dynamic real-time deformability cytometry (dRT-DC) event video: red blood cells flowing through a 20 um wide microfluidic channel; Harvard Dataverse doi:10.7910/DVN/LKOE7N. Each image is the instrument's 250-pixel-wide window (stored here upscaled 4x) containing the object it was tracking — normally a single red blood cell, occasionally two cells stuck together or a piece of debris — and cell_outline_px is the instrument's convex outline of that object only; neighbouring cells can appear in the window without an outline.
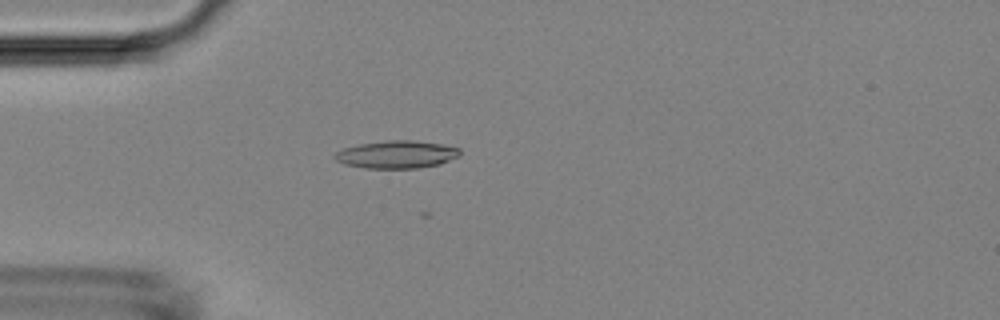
{"species": "Egyptian fruit bat (a non-hibernating species)", "species_latin": "Rousettus aegyptiacus", "temperature_condition": "room temperature", "stored_images_in_passage": 3, "camera_frame_rate_fps": 3000, "um_per_image_px": 0.085, "animal": {"sex": "female"}, "frame": {"image": 1, "passage_image": 3, "time_ms": 3.333, "image_size_px": [1000, 320], "cell_outline_px": [[460, 156], [440, 164], [416, 168], [364, 168], [344, 164], [336, 160], [332, 156], [336, 152], [344, 148], [360, 144], [388, 140], [416, 140], [444, 144], [460, 148]], "centroid_in_image_um": [33.74, 13.12], "position_along_channel_um": 51.3, "area_um2": 20.29}}